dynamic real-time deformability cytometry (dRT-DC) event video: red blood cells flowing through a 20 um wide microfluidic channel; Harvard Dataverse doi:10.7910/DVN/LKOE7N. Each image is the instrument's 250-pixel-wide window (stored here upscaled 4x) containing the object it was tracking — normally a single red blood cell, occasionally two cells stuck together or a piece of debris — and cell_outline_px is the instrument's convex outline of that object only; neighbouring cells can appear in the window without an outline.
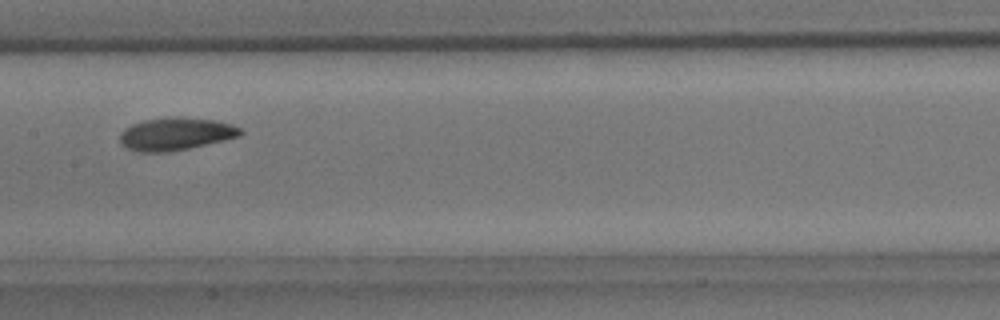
{"species": "common noctule bat (a hibernating species)", "species_latin": "Nyctalus noctula", "temperature_condition": "room temperature", "stored_images_in_passage": 6, "camera_frame_rate_fps": 3000, "um_per_image_px": 0.085, "animal": {"sex": "male", "body_mass_g": 15.6}, "frame": {"image": 1, "passage_image": 6, "time_ms": 6.667, "image_size_px": [1000, 320], "cell_outline_px": [[244, 132], [240, 136], [188, 148], [168, 152], [140, 152], [128, 148], [120, 144], [120, 132], [124, 128], [132, 124], [144, 120], [172, 116], [180, 116], [216, 120], [232, 124], [240, 128]], "centroid_in_image_um": [14.92, 11.36], "position_along_channel_um": 192.5, "area_um2": 23.06}}